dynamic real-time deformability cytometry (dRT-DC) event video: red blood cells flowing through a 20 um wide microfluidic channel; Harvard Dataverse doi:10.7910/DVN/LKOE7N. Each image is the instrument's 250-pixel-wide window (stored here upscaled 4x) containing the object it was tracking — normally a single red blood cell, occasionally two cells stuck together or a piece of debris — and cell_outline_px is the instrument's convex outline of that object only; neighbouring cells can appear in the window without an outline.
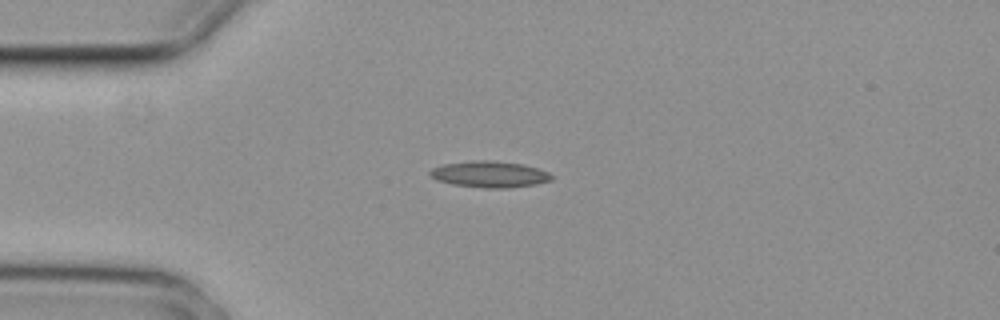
{"species": "common noctule bat (a hibernating species)", "species_latin": "Nyctalus noctula", "temperature_condition": "cold", "stored_images_in_passage": 5, "camera_frame_rate_fps": 3000, "um_per_image_px": 0.085, "animal": {"sex": "female", "body_mass_g": 29.2, "forearm_length_mm": 56.3}, "frame": {"image": 1, "passage_image": 3, "time_ms": 0.667, "image_size_px": [1000, 320], "cell_outline_px": [[552, 180], [536, 184], [508, 188], [484, 188], [452, 184], [436, 180], [428, 172], [432, 168], [444, 164], [472, 160], [492, 160], [524, 164], [548, 172], [552, 176]], "centroid_in_image_um": [41.61, 14.81], "position_along_channel_um": 43.4, "area_um2": 18.67}}
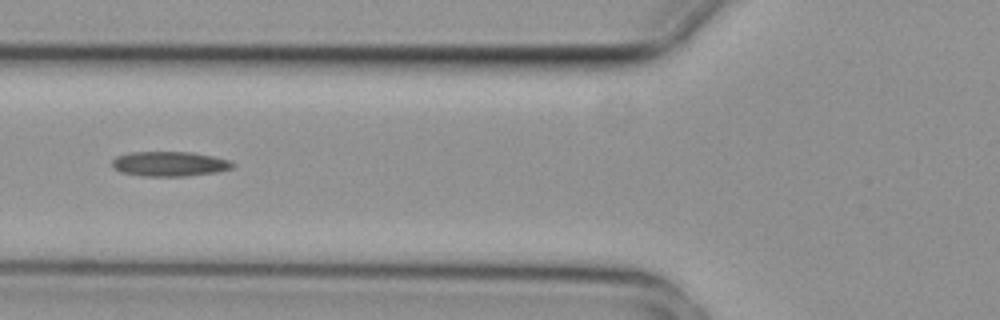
{"frame": {"image": 2, "passage_image": 5, "time_ms": 1.333, "image_size_px": [1000, 320], "cell_outline_px": [[236, 164], [232, 168], [216, 172], [184, 176], [144, 176], [120, 172], [112, 168], [112, 160], [116, 156], [132, 152], [192, 152], [212, 156], [228, 160]], "centroid_in_image_um": [14.38, 13.93], "position_along_channel_um": 111.4, "area_um2": 17.4}}